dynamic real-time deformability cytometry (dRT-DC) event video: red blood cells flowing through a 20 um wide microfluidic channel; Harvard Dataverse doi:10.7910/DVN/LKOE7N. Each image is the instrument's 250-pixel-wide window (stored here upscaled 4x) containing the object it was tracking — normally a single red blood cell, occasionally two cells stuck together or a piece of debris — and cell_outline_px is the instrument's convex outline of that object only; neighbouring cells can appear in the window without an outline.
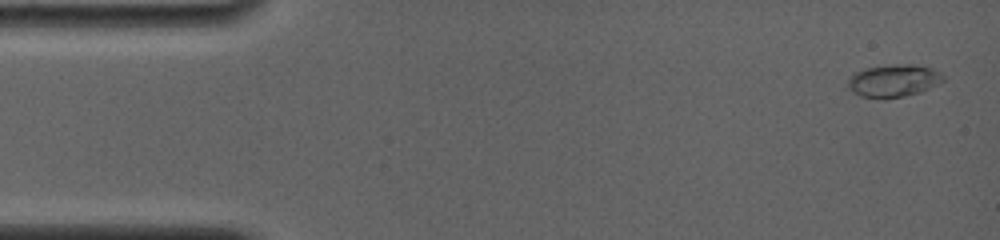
{"species": "common noctule bat (a hibernating species)", "species_latin": "Nyctalus noctula", "temperature_condition": "room temperature", "stored_images_in_passage": 46, "camera_frame_rate_fps": 4000, "um_per_image_px": 0.085, "animal": {"sex": "female", "body_mass_g": 19.0, "forearm_length_mm": 56.7}, "frame": {"image": 1, "passage_image": 2, "time_ms": 0.25, "image_size_px": [1000, 240], "cell_outline_px": [[944, 80], [940, 84], [920, 92], [904, 96], [860, 96], [852, 92], [848, 88], [848, 76], [856, 72], [868, 68], [892, 64], [912, 64], [932, 68], [940, 72], [944, 76]], "centroid_in_image_um": [75.98, 6.83], "position_along_channel_um": 9.0, "area_um2": 17.74}}
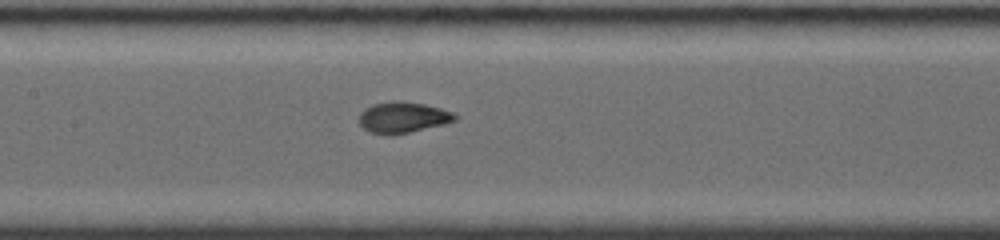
{"frame": {"image": 2, "passage_image": 23, "time_ms": 7.5, "image_size_px": [1000, 240], "cell_outline_px": [[460, 116], [456, 120], [444, 124], [392, 136], [388, 136], [372, 132], [364, 128], [360, 124], [360, 112], [364, 108], [372, 104], [392, 100], [400, 100], [424, 104], [440, 108], [452, 112]], "centroid_in_image_um": [34.25, 9.97], "position_along_channel_um": 173.2, "area_um2": 17.51}}
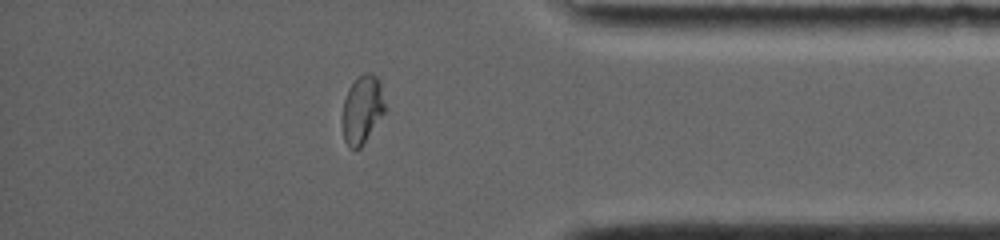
{"frame": {"image": 3, "passage_image": 40, "time_ms": 13.75, "image_size_px": [1000, 240], "cell_outline_px": [[384, 112], [360, 148], [348, 148], [344, 140], [344, 100], [348, 88], [364, 72], [368, 72], [376, 76], [380, 80], [384, 104]], "centroid_in_image_um": [30.79, 9.29], "position_along_channel_um": 404.4, "area_um2": 16.3}, "authors_computed_cell_mechanics": {"area_um2": 16.8487, "velocity_mm_per_s": 3.8517, "shape_relaxation_time_tau1_ms": 6.3627, "shape_relaxation_time_tau2_ms": null, "deformation_change_tau1": 0.2461, "deformation_change_tau2": null}}